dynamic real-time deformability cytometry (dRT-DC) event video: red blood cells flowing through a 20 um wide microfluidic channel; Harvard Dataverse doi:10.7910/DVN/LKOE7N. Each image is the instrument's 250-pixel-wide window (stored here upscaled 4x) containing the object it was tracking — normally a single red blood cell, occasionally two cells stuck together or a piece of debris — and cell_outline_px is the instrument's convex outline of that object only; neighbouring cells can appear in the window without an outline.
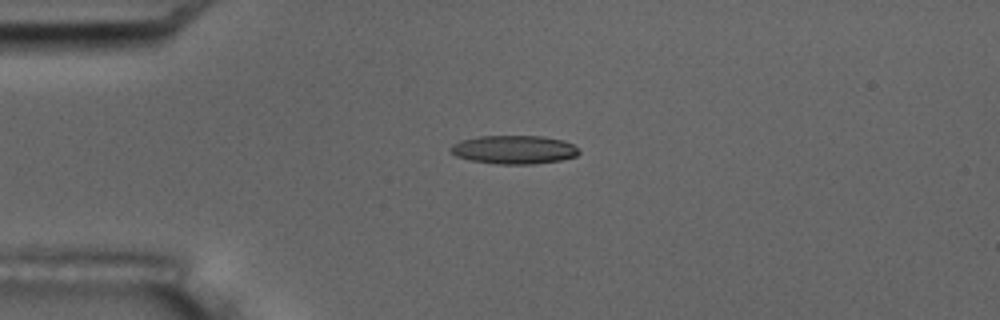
{"species": "common noctule bat (a hibernating species)", "species_latin": "Nyctalus noctula", "temperature_condition": "room temperature", "stored_images_in_passage": 5, "camera_frame_rate_fps": 3000, "um_per_image_px": 0.085, "animal": {"sex": "male", "body_mass_g": 17.5, "forearm_length_mm": 52.3}, "frame": {"image": 1, "passage_image": 4, "time_ms": 3.667, "image_size_px": [1000, 320], "cell_outline_px": [[580, 152], [576, 156], [560, 160], [532, 164], [496, 164], [468, 160], [456, 156], [448, 148], [452, 144], [460, 140], [480, 136], [544, 136], [564, 140], [572, 144]], "centroid_in_image_um": [43.66, 12.72], "position_along_channel_um": 41.3, "area_um2": 21.44}}